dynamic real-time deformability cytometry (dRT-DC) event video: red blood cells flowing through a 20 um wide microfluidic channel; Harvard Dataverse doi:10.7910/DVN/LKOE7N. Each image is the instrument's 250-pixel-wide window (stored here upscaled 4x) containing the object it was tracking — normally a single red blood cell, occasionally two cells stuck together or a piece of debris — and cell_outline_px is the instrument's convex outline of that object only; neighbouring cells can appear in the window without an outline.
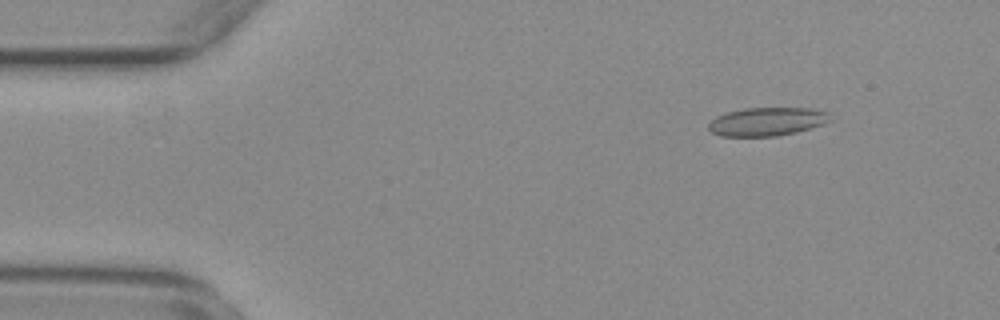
{"species": "common noctule bat (a hibernating species)", "species_latin": "Nyctalus noctula", "temperature_condition": "warm", "stored_images_in_passage": 50, "camera_frame_rate_fps": 3000, "um_per_image_px": 0.085, "animal": {"sex": "female", "body_mass_g": 29.2, "forearm_length_mm": 56.3}, "frame": {"image": 1, "passage_image": 2, "time_ms": 0.333, "image_size_px": [1000, 320], "cell_outline_px": [[832, 120], [796, 132], [776, 136], [720, 136], [712, 132], [708, 128], [708, 124], [716, 116], [728, 112], [744, 108], [808, 108], [828, 112]], "centroid_in_image_um": [65.16, 10.33], "position_along_channel_um": 19.8, "area_um2": 19.94}}
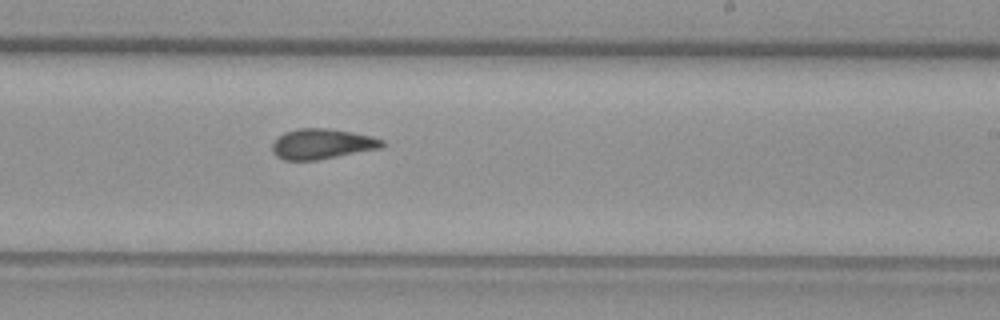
{"frame": {"image": 2, "passage_image": 28, "time_ms": 9.0, "image_size_px": [1000, 320], "cell_outline_px": [[384, 144], [380, 148], [316, 160], [284, 160], [276, 156], [272, 152], [272, 144], [284, 132], [300, 128], [328, 128], [352, 132], [372, 136], [384, 140]], "centroid_in_image_um": [27.36, 12.23], "position_along_channel_um": 261.6, "area_um2": 19.25}}
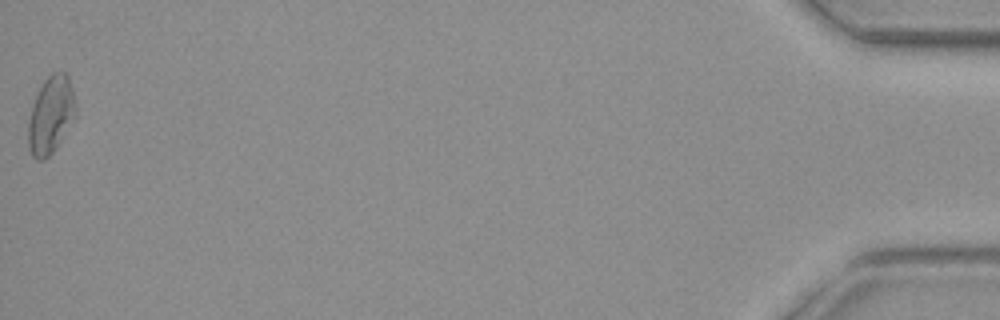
{"frame": {"image": 3, "passage_image": 50, "time_ms": 16.333, "image_size_px": [1000, 320], "cell_outline_px": [[76, 116], [56, 148], [44, 160], [36, 160], [32, 156], [28, 148], [28, 124], [32, 108], [36, 96], [44, 80], [52, 72], [64, 72], [68, 76], [72, 88], [76, 104]], "centroid_in_image_um": [4.33, 9.79], "position_along_channel_um": 430.9, "area_um2": 21.33}, "authors_computed_cell_mechanics": {"area_um2": 19.652, "velocity_mm_per_s": 3.7736, "shape_relaxation_time_tau1_ms": null, "shape_relaxation_time_tau2_ms": 2.1161, "deformation_change_tau1": null, "deformation_change_tau2": 0.1002}}